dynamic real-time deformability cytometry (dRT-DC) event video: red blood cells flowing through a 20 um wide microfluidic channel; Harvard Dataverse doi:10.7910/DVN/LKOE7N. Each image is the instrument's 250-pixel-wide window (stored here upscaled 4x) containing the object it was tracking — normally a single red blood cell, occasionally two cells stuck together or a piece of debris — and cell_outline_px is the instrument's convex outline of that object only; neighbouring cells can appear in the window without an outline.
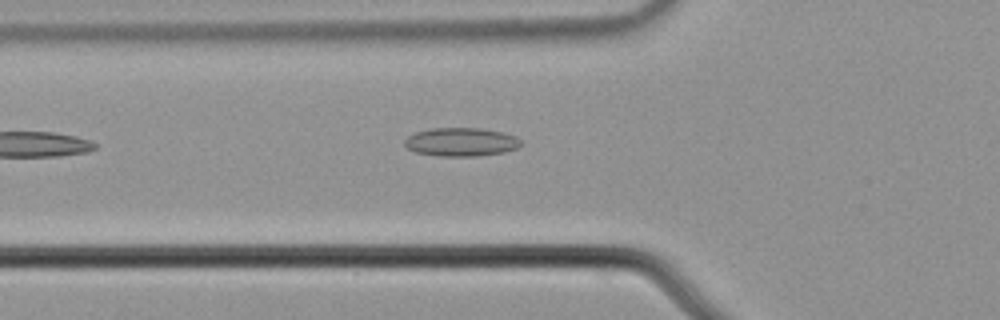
{"species": "common noctule bat (a hibernating species)", "species_latin": "Nyctalus noctula", "temperature_condition": "cold", "stored_images_in_passage": 3, "camera_frame_rate_fps": 3000, "um_per_image_px": 0.085, "animal": {"sex": "male", "body_mass_g": 21.5, "forearm_length_mm": 52.0}, "frame": {"image": 1, "passage_image": 2, "time_ms": 0.333, "image_size_px": [1000, 320], "cell_outline_px": [[520, 144], [516, 148], [504, 152], [480, 156], [436, 156], [416, 152], [408, 148], [404, 144], [404, 140], [408, 136], [416, 132], [432, 128], [480, 128], [500, 132], [516, 136], [520, 140]], "centroid_in_image_um": [39.17, 12.07], "position_along_channel_um": 86.6, "area_um2": 19.25}}